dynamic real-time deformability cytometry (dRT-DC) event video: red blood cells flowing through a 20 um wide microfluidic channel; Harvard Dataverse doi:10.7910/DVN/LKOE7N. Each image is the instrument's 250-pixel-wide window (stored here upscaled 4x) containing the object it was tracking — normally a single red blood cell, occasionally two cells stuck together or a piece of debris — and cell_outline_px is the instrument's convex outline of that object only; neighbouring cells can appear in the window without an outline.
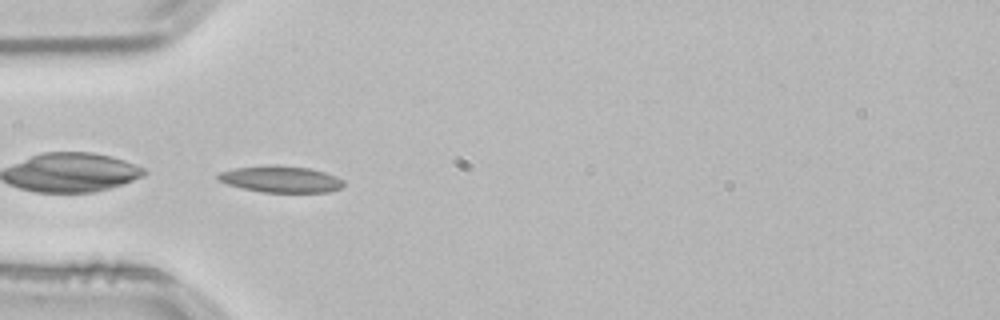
{"species": "common noctule bat (a hibernating species)", "species_latin": "Nyctalus noctula", "temperature_condition": "room temperature", "stored_images_in_passage": 37, "camera_frame_rate_fps": 3000, "um_per_image_px": 0.085, "animal": {"sex": "male", "body_mass_g": 21.5, "forearm_length_mm": 52.0}, "frame": {"image": 1, "passage_image": 1, "time_ms": 0.0, "image_size_px": [1000, 320], "cell_outline_px": [[344, 184], [340, 188], [328, 192], [260, 192], [228, 184], [216, 180], [216, 176], [220, 172], [236, 168], [308, 168], [324, 172], [336, 176], [344, 180]], "centroid_in_image_um": [23.9, 15.29], "position_along_channel_um": 61.1, "area_um2": 18.32}}
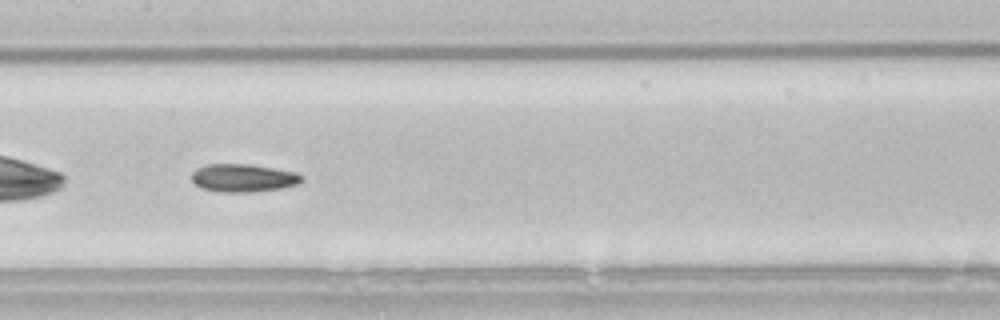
{"frame": {"image": 2, "passage_image": 11, "time_ms": 3.333, "image_size_px": [1000, 320], "cell_outline_px": [[300, 184], [280, 188], [252, 192], [220, 192], [200, 188], [192, 180], [192, 172], [196, 168], [208, 164], [248, 164], [296, 172], [300, 176]], "centroid_in_image_um": [20.63, 15.13], "position_along_channel_um": 186.8, "area_um2": 17.8}, "authors_computed_cell_mechanics": {"area_um2": 17.5712, "velocity_mm_per_s": 3.8279, "shape_relaxation_time_tau1_ms": 11.1269, "shape_relaxation_time_tau2_ms": 2.0058, "deformation_change_tau1": 0.1914, "deformation_change_tau2": 0.0786}}